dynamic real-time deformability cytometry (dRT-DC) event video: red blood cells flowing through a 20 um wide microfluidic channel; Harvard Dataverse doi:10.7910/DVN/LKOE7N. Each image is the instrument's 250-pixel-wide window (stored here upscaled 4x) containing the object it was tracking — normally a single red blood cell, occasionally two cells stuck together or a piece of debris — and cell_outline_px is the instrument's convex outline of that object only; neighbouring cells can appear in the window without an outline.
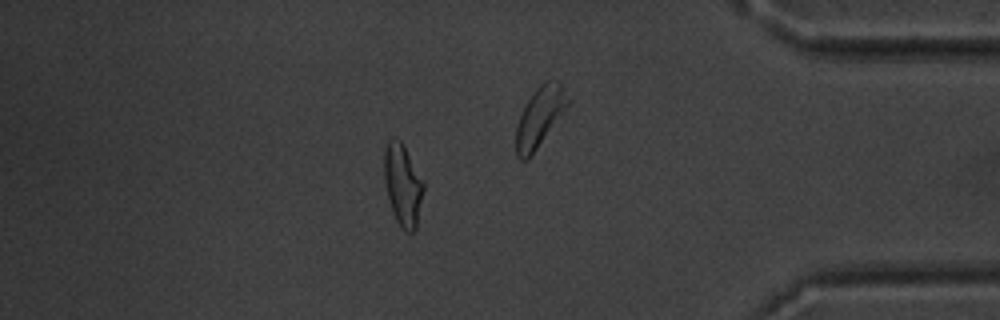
{"species": "common noctule bat (a hibernating species)", "species_latin": "Nyctalus noctula", "temperature_condition": "warm", "stored_images_in_passage": 55, "camera_frame_rate_fps": 3000, "um_per_image_px": 0.085, "animal": {"sex": "male", "body_mass_g": 20.1, "forearm_length_mm": 53.5}, "frame": {"image": 1, "passage_image": 47, "time_ms": 15.333, "image_size_px": [1000, 320], "cell_outline_px": [[424, 188], [416, 228], [412, 232], [404, 232], [396, 220], [392, 212], [384, 180], [384, 148], [388, 140], [392, 136], [400, 140], [404, 144], [424, 180]], "centroid_in_image_um": [34.24, 15.67], "position_along_channel_um": 401.0, "area_um2": 19.07}, "authors_computed_cell_mechanics": {"area_um2": 18.785, "velocity_mm_per_s": 3.7396, "shape_relaxation_time_tau1_ms": 3.5588, "shape_relaxation_time_tau2_ms": 1.4065, "deformation_change_tau1": 0.1708, "deformation_change_tau2": 0.0899}}